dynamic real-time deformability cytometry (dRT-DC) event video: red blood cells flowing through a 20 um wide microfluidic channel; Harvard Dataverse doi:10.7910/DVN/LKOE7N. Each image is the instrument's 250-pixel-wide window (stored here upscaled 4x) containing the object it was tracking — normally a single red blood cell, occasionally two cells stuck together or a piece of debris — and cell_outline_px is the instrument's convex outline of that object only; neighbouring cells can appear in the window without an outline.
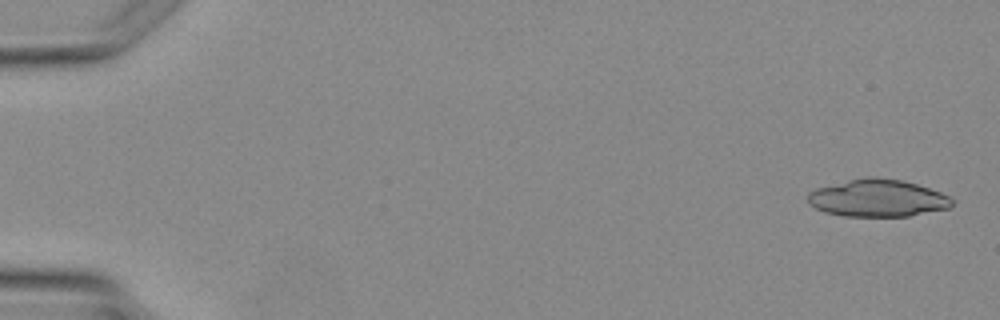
{"species": "Egyptian fruit bat (a non-hibernating species)", "species_latin": "Rousettus aegyptiacus", "temperature_condition": "warm", "stored_images_in_passage": 3, "camera_frame_rate_fps": 3000, "um_per_image_px": 0.085, "animal": {"sex": "female"}, "frame": {"image": 1, "passage_image": 1, "time_ms": 0.0, "image_size_px": [1000, 320], "cell_outline_px": [[952, 204], [948, 208], [908, 216], [844, 216], [824, 212], [808, 204], [808, 192], [816, 188], [864, 176], [872, 176], [904, 180], [940, 192], [948, 196], [952, 200]], "centroid_in_image_um": [74.56, 16.83], "position_along_channel_um": 10.4, "area_um2": 31.33}}